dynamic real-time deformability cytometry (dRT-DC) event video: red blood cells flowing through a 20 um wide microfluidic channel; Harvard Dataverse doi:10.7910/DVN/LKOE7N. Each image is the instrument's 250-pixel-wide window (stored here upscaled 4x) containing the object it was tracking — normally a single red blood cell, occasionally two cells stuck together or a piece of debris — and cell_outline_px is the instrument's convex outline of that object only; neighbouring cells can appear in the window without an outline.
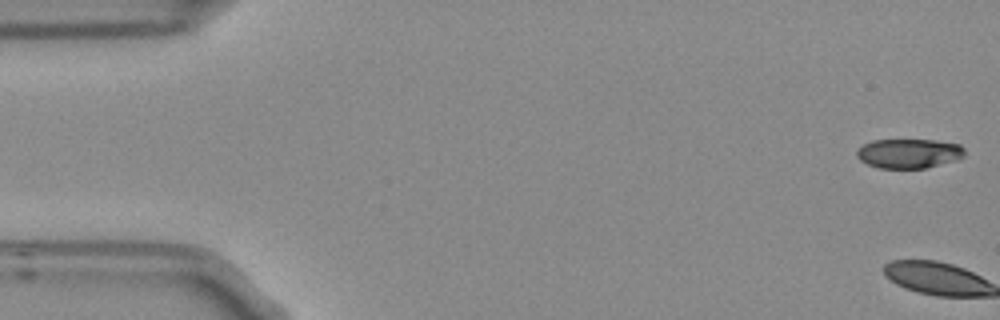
{"species": "Egyptian fruit bat (a non-hibernating species)", "species_latin": "Rousettus aegyptiacus", "temperature_condition": "room temperature", "stored_images_in_passage": 5, "camera_frame_rate_fps": 3000, "um_per_image_px": 0.085, "frame": {"image": 1, "passage_image": 1, "time_ms": 0.0, "image_size_px": [1000, 320], "cell_outline_px": [[964, 156], [956, 160], [924, 168], [880, 168], [868, 164], [860, 160], [856, 156], [856, 152], [864, 144], [872, 140], [936, 140], [960, 144], [964, 148]], "centroid_in_image_um": [77.26, 13.03], "position_along_channel_um": 7.7, "area_um2": 18.44}}